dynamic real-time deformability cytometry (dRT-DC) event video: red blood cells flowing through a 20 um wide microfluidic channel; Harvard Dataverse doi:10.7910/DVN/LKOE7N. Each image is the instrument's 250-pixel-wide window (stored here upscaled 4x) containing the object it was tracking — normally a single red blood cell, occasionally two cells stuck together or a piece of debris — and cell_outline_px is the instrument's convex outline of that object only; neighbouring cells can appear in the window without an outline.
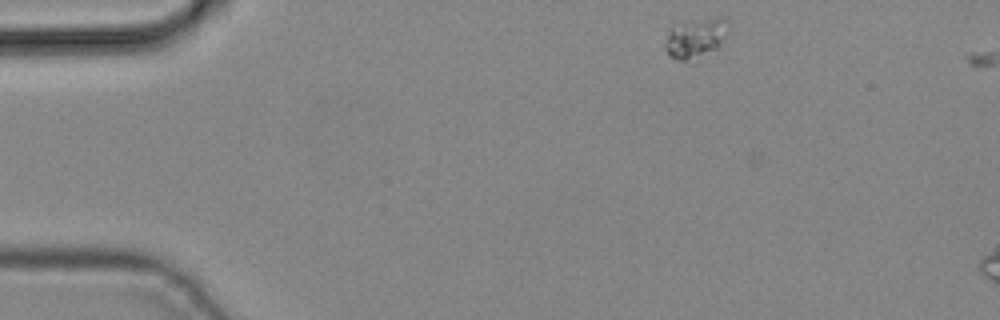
{"species": "common noctule bat (a hibernating species)", "species_latin": "Nyctalus noctula", "temperature_condition": "cold", "stored_images_in_passage": 2, "camera_frame_rate_fps": 3000, "um_per_image_px": 0.085, "animal": {"sex": "male", "body_mass_g": 19.2, "forearm_length_mm": 51.8}, "frame": {"image": 1, "passage_image": 1, "time_ms": 0.0, "image_size_px": [1000, 320], "cell_outline_px": [[728, 32], [720, 44], [716, 48], [684, 60], [680, 60], [668, 56], [664, 48], [664, 44], [668, 32], [672, 24], [720, 16], [724, 16], [728, 20]], "centroid_in_image_um": [59.11, 3.16], "position_along_channel_um": 25.9, "area_um2": 14.45}}